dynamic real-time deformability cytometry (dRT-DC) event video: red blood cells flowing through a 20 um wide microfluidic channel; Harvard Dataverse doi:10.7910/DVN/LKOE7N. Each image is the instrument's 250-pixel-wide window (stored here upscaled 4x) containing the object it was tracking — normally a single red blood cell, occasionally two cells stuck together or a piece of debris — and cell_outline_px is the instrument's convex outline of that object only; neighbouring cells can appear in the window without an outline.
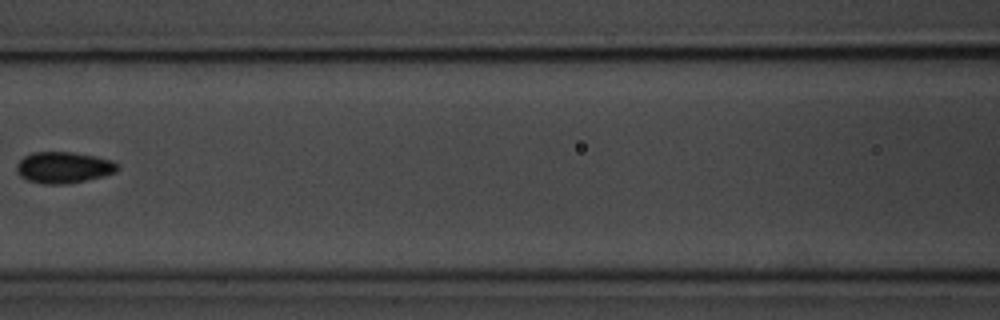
{"species": "common noctule bat (a hibernating species)", "species_latin": "Nyctalus noctula", "temperature_condition": "room temperature", "stored_images_in_passage": 8, "camera_frame_rate_fps": 3000, "um_per_image_px": 0.085, "animal": {"sex": "male", "body_mass_g": 20.1, "forearm_length_mm": 53.5}, "frame": {"image": 1, "passage_image": 7, "time_ms": 8.0, "image_size_px": [1000, 320], "cell_outline_px": [[120, 168], [116, 172], [104, 176], [68, 184], [44, 184], [28, 180], [20, 176], [16, 172], [16, 164], [24, 156], [32, 152], [72, 152], [96, 156], [112, 160], [120, 164]], "centroid_in_image_um": [5.43, 14.23], "position_along_channel_um": 161.2, "area_um2": 18.67}}
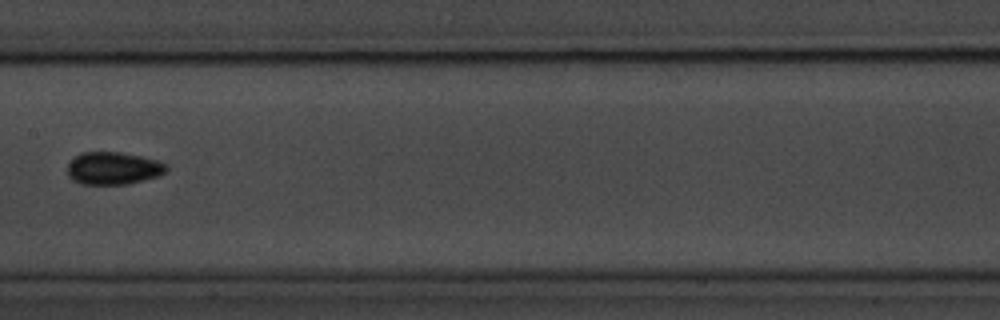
{"frame": {"image": 2, "passage_image": 8, "time_ms": 9.0, "image_size_px": [1000, 320], "cell_outline_px": [[168, 168], [160, 176], [128, 184], [80, 184], [72, 180], [68, 176], [68, 164], [80, 152], [120, 152], [140, 156], [156, 160], [168, 164]], "centroid_in_image_um": [9.63, 14.31], "position_along_channel_um": 197.8, "area_um2": 18.84}}